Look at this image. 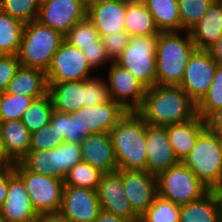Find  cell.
Returning <instances> with one entry per match:
<instances>
[{
	"instance_id": "obj_1",
	"label": "cell",
	"mask_w": 222,
	"mask_h": 222,
	"mask_svg": "<svg viewBox=\"0 0 222 222\" xmlns=\"http://www.w3.org/2000/svg\"><path fill=\"white\" fill-rule=\"evenodd\" d=\"M136 112L148 125L165 127L194 118L197 104L179 86L154 85L146 89Z\"/></svg>"
},
{
	"instance_id": "obj_2",
	"label": "cell",
	"mask_w": 222,
	"mask_h": 222,
	"mask_svg": "<svg viewBox=\"0 0 222 222\" xmlns=\"http://www.w3.org/2000/svg\"><path fill=\"white\" fill-rule=\"evenodd\" d=\"M146 124L136 111H127L110 131L118 170H146Z\"/></svg>"
},
{
	"instance_id": "obj_3",
	"label": "cell",
	"mask_w": 222,
	"mask_h": 222,
	"mask_svg": "<svg viewBox=\"0 0 222 222\" xmlns=\"http://www.w3.org/2000/svg\"><path fill=\"white\" fill-rule=\"evenodd\" d=\"M160 32L156 47V85L179 86L196 50L188 31Z\"/></svg>"
},
{
	"instance_id": "obj_4",
	"label": "cell",
	"mask_w": 222,
	"mask_h": 222,
	"mask_svg": "<svg viewBox=\"0 0 222 222\" xmlns=\"http://www.w3.org/2000/svg\"><path fill=\"white\" fill-rule=\"evenodd\" d=\"M182 162L208 190L221 189L222 137L206 128Z\"/></svg>"
},
{
	"instance_id": "obj_5",
	"label": "cell",
	"mask_w": 222,
	"mask_h": 222,
	"mask_svg": "<svg viewBox=\"0 0 222 222\" xmlns=\"http://www.w3.org/2000/svg\"><path fill=\"white\" fill-rule=\"evenodd\" d=\"M63 41L64 36L60 32L37 20L25 24L17 54L20 65L46 72Z\"/></svg>"
},
{
	"instance_id": "obj_6",
	"label": "cell",
	"mask_w": 222,
	"mask_h": 222,
	"mask_svg": "<svg viewBox=\"0 0 222 222\" xmlns=\"http://www.w3.org/2000/svg\"><path fill=\"white\" fill-rule=\"evenodd\" d=\"M158 35L131 36L126 48L114 61L130 71L146 88L156 85V47Z\"/></svg>"
},
{
	"instance_id": "obj_7",
	"label": "cell",
	"mask_w": 222,
	"mask_h": 222,
	"mask_svg": "<svg viewBox=\"0 0 222 222\" xmlns=\"http://www.w3.org/2000/svg\"><path fill=\"white\" fill-rule=\"evenodd\" d=\"M157 189L159 197L179 206L199 199L208 191L181 161L157 175Z\"/></svg>"
},
{
	"instance_id": "obj_8",
	"label": "cell",
	"mask_w": 222,
	"mask_h": 222,
	"mask_svg": "<svg viewBox=\"0 0 222 222\" xmlns=\"http://www.w3.org/2000/svg\"><path fill=\"white\" fill-rule=\"evenodd\" d=\"M15 173L23 180L36 212L58 213L62 206L64 181L29 171L21 162L14 163Z\"/></svg>"
},
{
	"instance_id": "obj_9",
	"label": "cell",
	"mask_w": 222,
	"mask_h": 222,
	"mask_svg": "<svg viewBox=\"0 0 222 222\" xmlns=\"http://www.w3.org/2000/svg\"><path fill=\"white\" fill-rule=\"evenodd\" d=\"M92 70L80 48L74 47L64 40L45 73L47 83L54 84L87 80L94 77L91 75Z\"/></svg>"
},
{
	"instance_id": "obj_10",
	"label": "cell",
	"mask_w": 222,
	"mask_h": 222,
	"mask_svg": "<svg viewBox=\"0 0 222 222\" xmlns=\"http://www.w3.org/2000/svg\"><path fill=\"white\" fill-rule=\"evenodd\" d=\"M107 74L109 97L126 111H137L143 102L146 87L127 69L111 62Z\"/></svg>"
},
{
	"instance_id": "obj_11",
	"label": "cell",
	"mask_w": 222,
	"mask_h": 222,
	"mask_svg": "<svg viewBox=\"0 0 222 222\" xmlns=\"http://www.w3.org/2000/svg\"><path fill=\"white\" fill-rule=\"evenodd\" d=\"M218 63L206 50H195L185 67L181 87L198 104L213 82Z\"/></svg>"
},
{
	"instance_id": "obj_12",
	"label": "cell",
	"mask_w": 222,
	"mask_h": 222,
	"mask_svg": "<svg viewBox=\"0 0 222 222\" xmlns=\"http://www.w3.org/2000/svg\"><path fill=\"white\" fill-rule=\"evenodd\" d=\"M86 16V0H45L41 2L37 21L64 36Z\"/></svg>"
},
{
	"instance_id": "obj_13",
	"label": "cell",
	"mask_w": 222,
	"mask_h": 222,
	"mask_svg": "<svg viewBox=\"0 0 222 222\" xmlns=\"http://www.w3.org/2000/svg\"><path fill=\"white\" fill-rule=\"evenodd\" d=\"M122 183L133 212L140 218L158 196L157 176L147 170H122Z\"/></svg>"
},
{
	"instance_id": "obj_14",
	"label": "cell",
	"mask_w": 222,
	"mask_h": 222,
	"mask_svg": "<svg viewBox=\"0 0 222 222\" xmlns=\"http://www.w3.org/2000/svg\"><path fill=\"white\" fill-rule=\"evenodd\" d=\"M0 215L7 222H36L39 214L34 209L23 180L8 166V193L0 207Z\"/></svg>"
},
{
	"instance_id": "obj_15",
	"label": "cell",
	"mask_w": 222,
	"mask_h": 222,
	"mask_svg": "<svg viewBox=\"0 0 222 222\" xmlns=\"http://www.w3.org/2000/svg\"><path fill=\"white\" fill-rule=\"evenodd\" d=\"M97 190L64 186L60 213L72 222H94L101 212Z\"/></svg>"
},
{
	"instance_id": "obj_16",
	"label": "cell",
	"mask_w": 222,
	"mask_h": 222,
	"mask_svg": "<svg viewBox=\"0 0 222 222\" xmlns=\"http://www.w3.org/2000/svg\"><path fill=\"white\" fill-rule=\"evenodd\" d=\"M97 193L102 210L123 217L129 222H134L139 219L133 212L124 192L122 170L103 174Z\"/></svg>"
},
{
	"instance_id": "obj_17",
	"label": "cell",
	"mask_w": 222,
	"mask_h": 222,
	"mask_svg": "<svg viewBox=\"0 0 222 222\" xmlns=\"http://www.w3.org/2000/svg\"><path fill=\"white\" fill-rule=\"evenodd\" d=\"M146 170L154 175L168 170L180 161L171 146L166 127L146 124Z\"/></svg>"
},
{
	"instance_id": "obj_18",
	"label": "cell",
	"mask_w": 222,
	"mask_h": 222,
	"mask_svg": "<svg viewBox=\"0 0 222 222\" xmlns=\"http://www.w3.org/2000/svg\"><path fill=\"white\" fill-rule=\"evenodd\" d=\"M82 159L102 173H113L118 170L112 139L109 133L88 135L80 144Z\"/></svg>"
},
{
	"instance_id": "obj_19",
	"label": "cell",
	"mask_w": 222,
	"mask_h": 222,
	"mask_svg": "<svg viewBox=\"0 0 222 222\" xmlns=\"http://www.w3.org/2000/svg\"><path fill=\"white\" fill-rule=\"evenodd\" d=\"M131 0L86 4L87 17L93 22L100 37L125 31L127 4Z\"/></svg>"
},
{
	"instance_id": "obj_20",
	"label": "cell",
	"mask_w": 222,
	"mask_h": 222,
	"mask_svg": "<svg viewBox=\"0 0 222 222\" xmlns=\"http://www.w3.org/2000/svg\"><path fill=\"white\" fill-rule=\"evenodd\" d=\"M180 222H222L219 191L208 190L195 201L180 206Z\"/></svg>"
},
{
	"instance_id": "obj_21",
	"label": "cell",
	"mask_w": 222,
	"mask_h": 222,
	"mask_svg": "<svg viewBox=\"0 0 222 222\" xmlns=\"http://www.w3.org/2000/svg\"><path fill=\"white\" fill-rule=\"evenodd\" d=\"M173 151L179 161L191 152L199 135L206 129L205 120L198 114L191 120L165 126Z\"/></svg>"
},
{
	"instance_id": "obj_22",
	"label": "cell",
	"mask_w": 222,
	"mask_h": 222,
	"mask_svg": "<svg viewBox=\"0 0 222 222\" xmlns=\"http://www.w3.org/2000/svg\"><path fill=\"white\" fill-rule=\"evenodd\" d=\"M196 50H208L222 36V8L214 1L188 31Z\"/></svg>"
},
{
	"instance_id": "obj_23",
	"label": "cell",
	"mask_w": 222,
	"mask_h": 222,
	"mask_svg": "<svg viewBox=\"0 0 222 222\" xmlns=\"http://www.w3.org/2000/svg\"><path fill=\"white\" fill-rule=\"evenodd\" d=\"M5 92L35 99L40 98L48 93L46 73L38 68L20 65Z\"/></svg>"
},
{
	"instance_id": "obj_24",
	"label": "cell",
	"mask_w": 222,
	"mask_h": 222,
	"mask_svg": "<svg viewBox=\"0 0 222 222\" xmlns=\"http://www.w3.org/2000/svg\"><path fill=\"white\" fill-rule=\"evenodd\" d=\"M48 93L55 111L72 113L84 107V80L48 84Z\"/></svg>"
},
{
	"instance_id": "obj_25",
	"label": "cell",
	"mask_w": 222,
	"mask_h": 222,
	"mask_svg": "<svg viewBox=\"0 0 222 222\" xmlns=\"http://www.w3.org/2000/svg\"><path fill=\"white\" fill-rule=\"evenodd\" d=\"M126 112L119 103L111 99L101 105L85 107L87 136L94 133H110Z\"/></svg>"
},
{
	"instance_id": "obj_26",
	"label": "cell",
	"mask_w": 222,
	"mask_h": 222,
	"mask_svg": "<svg viewBox=\"0 0 222 222\" xmlns=\"http://www.w3.org/2000/svg\"><path fill=\"white\" fill-rule=\"evenodd\" d=\"M3 146L7 157L20 162L30 148V132L22 120L0 121Z\"/></svg>"
},
{
	"instance_id": "obj_27",
	"label": "cell",
	"mask_w": 222,
	"mask_h": 222,
	"mask_svg": "<svg viewBox=\"0 0 222 222\" xmlns=\"http://www.w3.org/2000/svg\"><path fill=\"white\" fill-rule=\"evenodd\" d=\"M20 162L29 171L63 180L62 144L50 150H29Z\"/></svg>"
},
{
	"instance_id": "obj_28",
	"label": "cell",
	"mask_w": 222,
	"mask_h": 222,
	"mask_svg": "<svg viewBox=\"0 0 222 222\" xmlns=\"http://www.w3.org/2000/svg\"><path fill=\"white\" fill-rule=\"evenodd\" d=\"M50 123L55 126L59 136H63L66 142L81 144L87 137L85 107L72 113L53 110Z\"/></svg>"
},
{
	"instance_id": "obj_29",
	"label": "cell",
	"mask_w": 222,
	"mask_h": 222,
	"mask_svg": "<svg viewBox=\"0 0 222 222\" xmlns=\"http://www.w3.org/2000/svg\"><path fill=\"white\" fill-rule=\"evenodd\" d=\"M125 31L131 36H151L160 32L152 14L141 0H131L127 4Z\"/></svg>"
},
{
	"instance_id": "obj_30",
	"label": "cell",
	"mask_w": 222,
	"mask_h": 222,
	"mask_svg": "<svg viewBox=\"0 0 222 222\" xmlns=\"http://www.w3.org/2000/svg\"><path fill=\"white\" fill-rule=\"evenodd\" d=\"M152 14L159 32L181 31L178 0H141Z\"/></svg>"
},
{
	"instance_id": "obj_31",
	"label": "cell",
	"mask_w": 222,
	"mask_h": 222,
	"mask_svg": "<svg viewBox=\"0 0 222 222\" xmlns=\"http://www.w3.org/2000/svg\"><path fill=\"white\" fill-rule=\"evenodd\" d=\"M25 23L12 18L0 9V53L2 55H17Z\"/></svg>"
},
{
	"instance_id": "obj_32",
	"label": "cell",
	"mask_w": 222,
	"mask_h": 222,
	"mask_svg": "<svg viewBox=\"0 0 222 222\" xmlns=\"http://www.w3.org/2000/svg\"><path fill=\"white\" fill-rule=\"evenodd\" d=\"M53 110L51 97L49 93H47L46 95L33 100V102L27 107L22 122L31 134L50 123Z\"/></svg>"
},
{
	"instance_id": "obj_33",
	"label": "cell",
	"mask_w": 222,
	"mask_h": 222,
	"mask_svg": "<svg viewBox=\"0 0 222 222\" xmlns=\"http://www.w3.org/2000/svg\"><path fill=\"white\" fill-rule=\"evenodd\" d=\"M103 174L100 170L81 161L67 172L63 181L65 186L97 190Z\"/></svg>"
},
{
	"instance_id": "obj_34",
	"label": "cell",
	"mask_w": 222,
	"mask_h": 222,
	"mask_svg": "<svg viewBox=\"0 0 222 222\" xmlns=\"http://www.w3.org/2000/svg\"><path fill=\"white\" fill-rule=\"evenodd\" d=\"M35 98L2 92L0 121L22 120L27 107Z\"/></svg>"
},
{
	"instance_id": "obj_35",
	"label": "cell",
	"mask_w": 222,
	"mask_h": 222,
	"mask_svg": "<svg viewBox=\"0 0 222 222\" xmlns=\"http://www.w3.org/2000/svg\"><path fill=\"white\" fill-rule=\"evenodd\" d=\"M140 219L143 222H180V206L157 196Z\"/></svg>"
},
{
	"instance_id": "obj_36",
	"label": "cell",
	"mask_w": 222,
	"mask_h": 222,
	"mask_svg": "<svg viewBox=\"0 0 222 222\" xmlns=\"http://www.w3.org/2000/svg\"><path fill=\"white\" fill-rule=\"evenodd\" d=\"M40 0H0V9L27 24L37 20Z\"/></svg>"
},
{
	"instance_id": "obj_37",
	"label": "cell",
	"mask_w": 222,
	"mask_h": 222,
	"mask_svg": "<svg viewBox=\"0 0 222 222\" xmlns=\"http://www.w3.org/2000/svg\"><path fill=\"white\" fill-rule=\"evenodd\" d=\"M222 107V64L216 67L213 82L207 94L197 104V114L204 120L216 109Z\"/></svg>"
},
{
	"instance_id": "obj_38",
	"label": "cell",
	"mask_w": 222,
	"mask_h": 222,
	"mask_svg": "<svg viewBox=\"0 0 222 222\" xmlns=\"http://www.w3.org/2000/svg\"><path fill=\"white\" fill-rule=\"evenodd\" d=\"M100 38L99 32L87 16L64 35V40L77 48L96 45V41Z\"/></svg>"
},
{
	"instance_id": "obj_39",
	"label": "cell",
	"mask_w": 222,
	"mask_h": 222,
	"mask_svg": "<svg viewBox=\"0 0 222 222\" xmlns=\"http://www.w3.org/2000/svg\"><path fill=\"white\" fill-rule=\"evenodd\" d=\"M215 0H178L181 32L189 31Z\"/></svg>"
},
{
	"instance_id": "obj_40",
	"label": "cell",
	"mask_w": 222,
	"mask_h": 222,
	"mask_svg": "<svg viewBox=\"0 0 222 222\" xmlns=\"http://www.w3.org/2000/svg\"><path fill=\"white\" fill-rule=\"evenodd\" d=\"M84 88V107L101 105L110 100L107 82L99 76L84 80Z\"/></svg>"
},
{
	"instance_id": "obj_41",
	"label": "cell",
	"mask_w": 222,
	"mask_h": 222,
	"mask_svg": "<svg viewBox=\"0 0 222 222\" xmlns=\"http://www.w3.org/2000/svg\"><path fill=\"white\" fill-rule=\"evenodd\" d=\"M64 137L59 136L55 126L51 123L40 130L31 133L29 150H50L61 145Z\"/></svg>"
},
{
	"instance_id": "obj_42",
	"label": "cell",
	"mask_w": 222,
	"mask_h": 222,
	"mask_svg": "<svg viewBox=\"0 0 222 222\" xmlns=\"http://www.w3.org/2000/svg\"><path fill=\"white\" fill-rule=\"evenodd\" d=\"M105 52L111 62H114L128 45L130 35L126 31L110 34L101 37Z\"/></svg>"
},
{
	"instance_id": "obj_43",
	"label": "cell",
	"mask_w": 222,
	"mask_h": 222,
	"mask_svg": "<svg viewBox=\"0 0 222 222\" xmlns=\"http://www.w3.org/2000/svg\"><path fill=\"white\" fill-rule=\"evenodd\" d=\"M80 50L93 70L104 67L105 63H111L101 38L96 41V45L82 46Z\"/></svg>"
},
{
	"instance_id": "obj_44",
	"label": "cell",
	"mask_w": 222,
	"mask_h": 222,
	"mask_svg": "<svg viewBox=\"0 0 222 222\" xmlns=\"http://www.w3.org/2000/svg\"><path fill=\"white\" fill-rule=\"evenodd\" d=\"M20 61L17 55H1L0 57V90L5 92L9 82L14 77Z\"/></svg>"
},
{
	"instance_id": "obj_45",
	"label": "cell",
	"mask_w": 222,
	"mask_h": 222,
	"mask_svg": "<svg viewBox=\"0 0 222 222\" xmlns=\"http://www.w3.org/2000/svg\"><path fill=\"white\" fill-rule=\"evenodd\" d=\"M62 158H63V180L67 172L76 164L83 161L80 144L64 141L62 143Z\"/></svg>"
},
{
	"instance_id": "obj_46",
	"label": "cell",
	"mask_w": 222,
	"mask_h": 222,
	"mask_svg": "<svg viewBox=\"0 0 222 222\" xmlns=\"http://www.w3.org/2000/svg\"><path fill=\"white\" fill-rule=\"evenodd\" d=\"M206 128L222 137V107L213 111L206 119Z\"/></svg>"
},
{
	"instance_id": "obj_47",
	"label": "cell",
	"mask_w": 222,
	"mask_h": 222,
	"mask_svg": "<svg viewBox=\"0 0 222 222\" xmlns=\"http://www.w3.org/2000/svg\"><path fill=\"white\" fill-rule=\"evenodd\" d=\"M8 193V166L0 168V207L6 200Z\"/></svg>"
},
{
	"instance_id": "obj_48",
	"label": "cell",
	"mask_w": 222,
	"mask_h": 222,
	"mask_svg": "<svg viewBox=\"0 0 222 222\" xmlns=\"http://www.w3.org/2000/svg\"><path fill=\"white\" fill-rule=\"evenodd\" d=\"M36 222H72L63 216L60 212L58 213H46L39 215Z\"/></svg>"
},
{
	"instance_id": "obj_49",
	"label": "cell",
	"mask_w": 222,
	"mask_h": 222,
	"mask_svg": "<svg viewBox=\"0 0 222 222\" xmlns=\"http://www.w3.org/2000/svg\"><path fill=\"white\" fill-rule=\"evenodd\" d=\"M207 51L218 64H222V36Z\"/></svg>"
},
{
	"instance_id": "obj_50",
	"label": "cell",
	"mask_w": 222,
	"mask_h": 222,
	"mask_svg": "<svg viewBox=\"0 0 222 222\" xmlns=\"http://www.w3.org/2000/svg\"><path fill=\"white\" fill-rule=\"evenodd\" d=\"M94 222H129L123 217L116 216L113 213L101 210Z\"/></svg>"
},
{
	"instance_id": "obj_51",
	"label": "cell",
	"mask_w": 222,
	"mask_h": 222,
	"mask_svg": "<svg viewBox=\"0 0 222 222\" xmlns=\"http://www.w3.org/2000/svg\"><path fill=\"white\" fill-rule=\"evenodd\" d=\"M10 165H14V163L7 157L5 153L2 134H1V127H0V167L10 166Z\"/></svg>"
},
{
	"instance_id": "obj_52",
	"label": "cell",
	"mask_w": 222,
	"mask_h": 222,
	"mask_svg": "<svg viewBox=\"0 0 222 222\" xmlns=\"http://www.w3.org/2000/svg\"><path fill=\"white\" fill-rule=\"evenodd\" d=\"M114 1H122V0H86V4H99V3L114 2Z\"/></svg>"
},
{
	"instance_id": "obj_53",
	"label": "cell",
	"mask_w": 222,
	"mask_h": 222,
	"mask_svg": "<svg viewBox=\"0 0 222 222\" xmlns=\"http://www.w3.org/2000/svg\"><path fill=\"white\" fill-rule=\"evenodd\" d=\"M218 4H219V6L222 8V0H215Z\"/></svg>"
},
{
	"instance_id": "obj_54",
	"label": "cell",
	"mask_w": 222,
	"mask_h": 222,
	"mask_svg": "<svg viewBox=\"0 0 222 222\" xmlns=\"http://www.w3.org/2000/svg\"><path fill=\"white\" fill-rule=\"evenodd\" d=\"M0 222H7V221L0 215Z\"/></svg>"
},
{
	"instance_id": "obj_55",
	"label": "cell",
	"mask_w": 222,
	"mask_h": 222,
	"mask_svg": "<svg viewBox=\"0 0 222 222\" xmlns=\"http://www.w3.org/2000/svg\"><path fill=\"white\" fill-rule=\"evenodd\" d=\"M219 193H220L221 199H222V187H221V189L219 190Z\"/></svg>"
},
{
	"instance_id": "obj_56",
	"label": "cell",
	"mask_w": 222,
	"mask_h": 222,
	"mask_svg": "<svg viewBox=\"0 0 222 222\" xmlns=\"http://www.w3.org/2000/svg\"><path fill=\"white\" fill-rule=\"evenodd\" d=\"M134 222H143V221L139 218L138 220H136Z\"/></svg>"
}]
</instances>
